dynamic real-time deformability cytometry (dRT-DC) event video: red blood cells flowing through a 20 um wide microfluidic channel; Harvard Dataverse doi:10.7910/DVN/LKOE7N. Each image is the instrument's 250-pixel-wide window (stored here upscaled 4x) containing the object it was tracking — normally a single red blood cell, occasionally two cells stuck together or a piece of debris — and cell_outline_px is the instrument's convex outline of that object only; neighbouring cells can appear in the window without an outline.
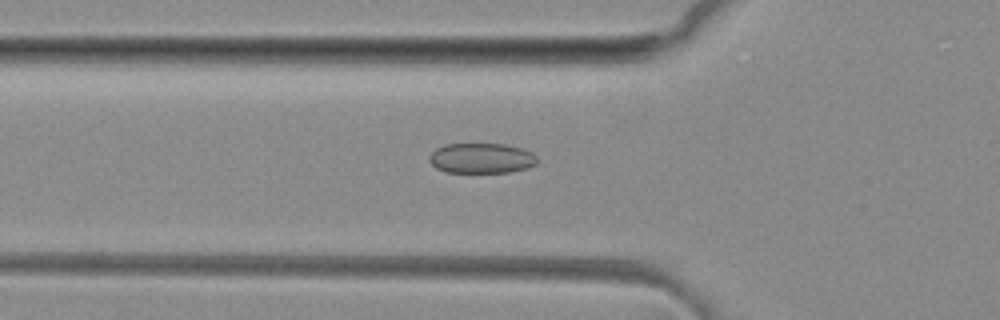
{"species": "common noctule bat (a hibernating species)", "species_latin": "Nyctalus noctula", "temperature_condition": "room temperature", "stored_images_in_passage": 32, "camera_frame_rate_fps": 3000, "um_per_image_px": 0.085, "animal": {"sex": "female", "body_mass_g": 29.2, "forearm_length_mm": 56.3}, "frame": {"image": 1, "passage_image": 7, "time_ms": 2.0, "image_size_px": [1000, 320], "cell_outline_px": [[536, 164], [528, 168], [512, 172], [444, 172], [436, 168], [428, 160], [428, 156], [436, 148], [444, 144], [504, 144], [524, 148], [532, 152], [536, 156]], "centroid_in_image_um": [40.92, 13.44], "position_along_channel_um": 84.9, "area_um2": 19.19}}
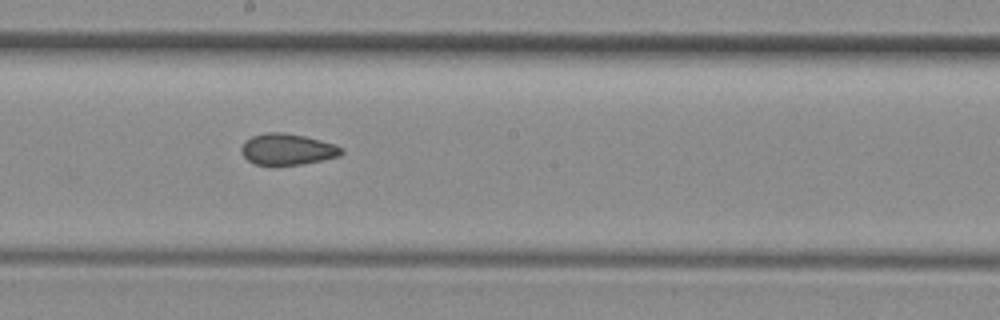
{"frame": {"image": 2, "passage_image": 17, "time_ms": 5.333, "image_size_px": [1000, 320], "cell_outline_px": [[344, 152], [340, 156], [300, 164], [256, 164], [248, 160], [240, 152], [240, 148], [244, 140], [252, 136], [264, 132], [284, 132], [304, 136], [336, 144], [344, 148]], "centroid_in_image_um": [24.42, 12.66], "position_along_channel_um": 223.8, "area_um2": 18.21}}
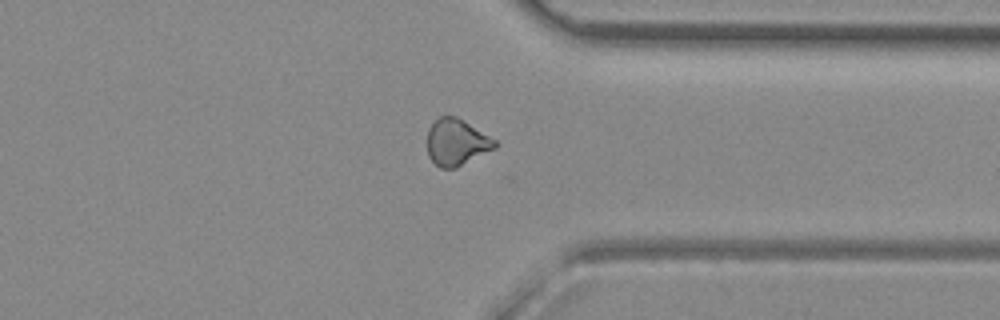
{"frame": {"image": 3, "passage_image": 28, "time_ms": 9.0, "image_size_px": [1000, 320], "cell_outline_px": [[496, 148], [456, 168], [440, 168], [428, 156], [428, 128], [440, 116], [456, 116], [464, 120], [496, 140]], "centroid_in_image_um": [38.81, 12.09], "position_along_channel_um": 372.6, "area_um2": 18.26}, "authors_computed_cell_mechanics": {"area_um2": 18.4671, "velocity_mm_per_s": 4.1539, "shape_relaxation_time_tau1_ms": null, "shape_relaxation_time_tau2_ms": 2.877, "deformation_change_tau1": null, "deformation_change_tau2": 0.0871}}